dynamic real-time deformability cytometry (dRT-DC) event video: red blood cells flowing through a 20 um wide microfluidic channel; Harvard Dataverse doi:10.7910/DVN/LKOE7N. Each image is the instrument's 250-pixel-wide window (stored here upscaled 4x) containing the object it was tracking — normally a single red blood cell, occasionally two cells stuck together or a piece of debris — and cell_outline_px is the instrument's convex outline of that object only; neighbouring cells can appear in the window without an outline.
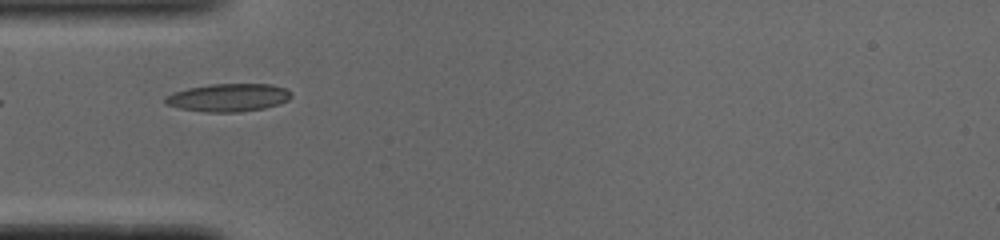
{"species": "common noctule bat (a hibernating species)", "species_latin": "Nyctalus noctula", "temperature_condition": "cold", "stored_images_in_passage": 36, "camera_frame_rate_fps": 3000, "um_per_image_px": 0.085, "animal": {"sex": "male", "body_mass_g": 19.0, "forearm_length_mm": 50.8}, "frame": {"image": 1, "passage_image": 1, "time_ms": 0.0, "image_size_px": [1000, 240], "cell_outline_px": [[292, 96], [288, 100], [264, 108], [240, 112], [208, 112], [180, 108], [164, 104], [164, 96], [172, 92], [188, 88], [208, 84], [272, 84], [284, 88], [292, 92]], "centroid_in_image_um": [19.38, 8.28], "position_along_channel_um": 65.6, "area_um2": 20.58}}
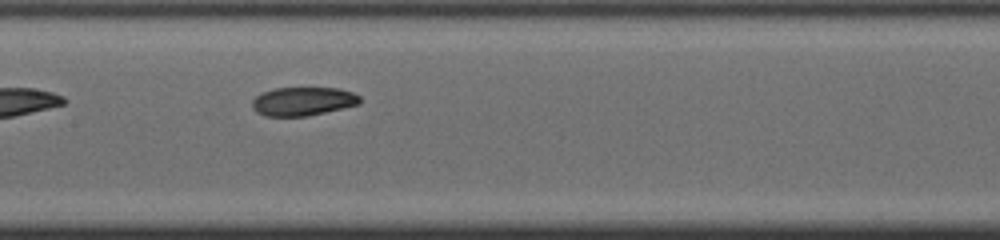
{"frame": {"image": 2, "passage_image": 10, "time_ms": 3.0, "image_size_px": [1000, 240], "cell_outline_px": [[360, 104], [324, 112], [304, 116], [264, 116], [256, 112], [252, 108], [252, 100], [256, 96], [264, 92], [276, 88], [340, 88], [352, 92], [360, 96]], "centroid_in_image_um": [25.74, 8.61], "position_along_channel_um": 181.7, "area_um2": 17.86}}
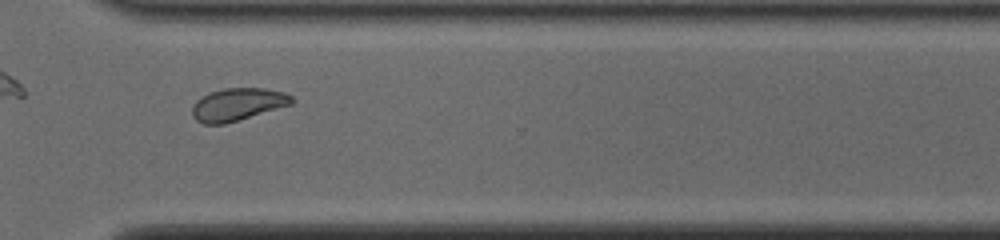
{"frame": {"image": 3, "passage_image": 23, "time_ms": 7.333, "image_size_px": [1000, 240], "cell_outline_px": [[292, 104], [224, 124], [204, 124], [196, 120], [192, 116], [192, 104], [196, 100], [212, 92], [224, 88], [264, 88], [284, 92], [292, 96]], "centroid_in_image_um": [20.17, 8.87], "position_along_channel_um": 350.4, "area_um2": 18.67}, "authors_computed_cell_mechanics": {"area_um2": 18.5249, "velocity_mm_per_s": 3.8782, "shape_relaxation_time_tau1_ms": 4.3935, "shape_relaxation_time_tau2_ms": 2.2652, "deformation_change_tau1": 0.1408, "deformation_change_tau2": 0.0699}}